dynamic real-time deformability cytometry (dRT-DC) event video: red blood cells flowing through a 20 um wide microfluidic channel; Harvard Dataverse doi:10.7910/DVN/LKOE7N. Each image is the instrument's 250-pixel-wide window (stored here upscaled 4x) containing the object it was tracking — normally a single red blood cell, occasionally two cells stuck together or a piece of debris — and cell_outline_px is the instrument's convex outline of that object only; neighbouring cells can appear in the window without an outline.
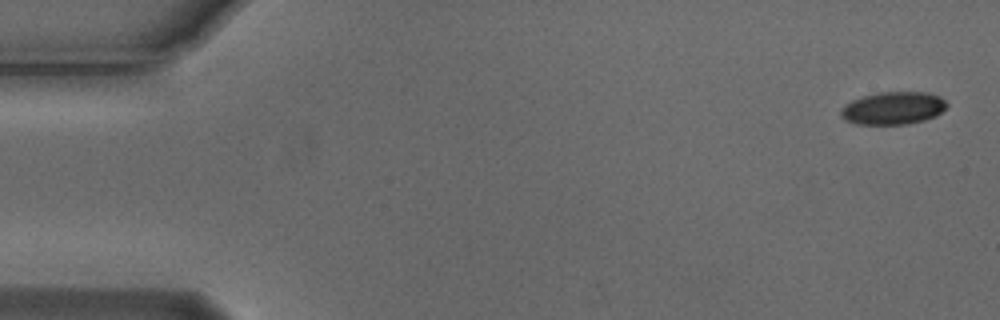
{"species": "Egyptian fruit bat (a non-hibernating species)", "species_latin": "Rousettus aegyptiacus", "temperature_condition": "cold", "stored_images_in_passage": 5, "camera_frame_rate_fps": 3000, "um_per_image_px": 0.085, "animal": {"sex": "male"}, "frame": {"image": 1, "passage_image": 1, "time_ms": 0.0, "image_size_px": [1000, 320], "cell_outline_px": [[948, 104], [936, 116], [924, 120], [908, 124], [856, 124], [844, 120], [840, 116], [840, 108], [844, 104], [852, 100], [864, 96], [880, 92], [928, 92], [940, 96]], "centroid_in_image_um": [75.88, 9.19], "position_along_channel_um": 9.1, "area_um2": 20.29}}
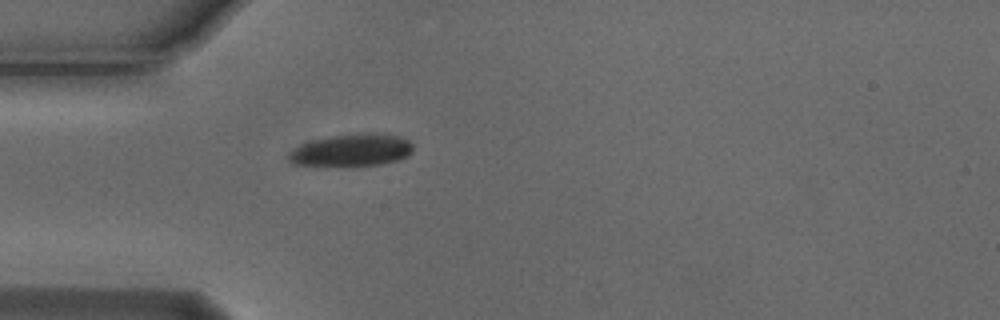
{"frame": {"image": 2, "passage_image": 5, "time_ms": 1.333, "image_size_px": [1000, 320], "cell_outline_px": [[412, 152], [408, 156], [396, 160], [380, 164], [352, 168], [340, 168], [296, 164], [288, 156], [300, 144], [312, 140], [332, 136], [360, 132], [388, 132], [400, 136], [408, 140], [412, 144]], "centroid_in_image_um": [29.95, 12.77], "position_along_channel_um": 55.0, "area_um2": 24.28}}